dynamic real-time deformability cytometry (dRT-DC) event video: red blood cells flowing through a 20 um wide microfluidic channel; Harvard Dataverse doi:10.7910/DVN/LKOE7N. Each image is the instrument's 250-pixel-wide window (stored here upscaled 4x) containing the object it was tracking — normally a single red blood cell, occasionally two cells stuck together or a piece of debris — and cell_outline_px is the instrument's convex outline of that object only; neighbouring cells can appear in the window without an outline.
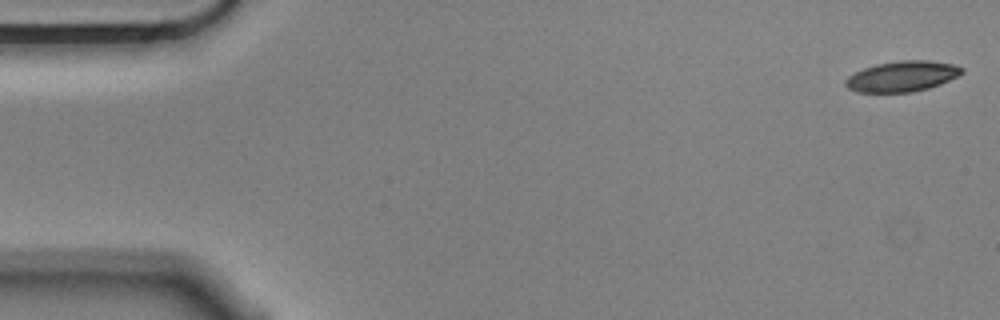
{"species": "Egyptian fruit bat (a non-hibernating species)", "species_latin": "Rousettus aegyptiacus", "temperature_condition": "cold", "stored_images_in_passage": 56, "camera_frame_rate_fps": 3000, "um_per_image_px": 0.085, "animal": {"sex": "male"}, "frame": {"image": 1, "passage_image": 1, "time_ms": 0.0, "image_size_px": [1000, 320], "cell_outline_px": [[964, 72], [940, 84], [928, 88], [912, 92], [856, 92], [848, 88], [844, 84], [844, 80], [848, 76], [864, 68], [876, 64], [904, 60], [928, 60], [952, 64], [964, 68]], "centroid_in_image_um": [76.66, 6.49], "position_along_channel_um": 8.3, "area_um2": 20.58}}
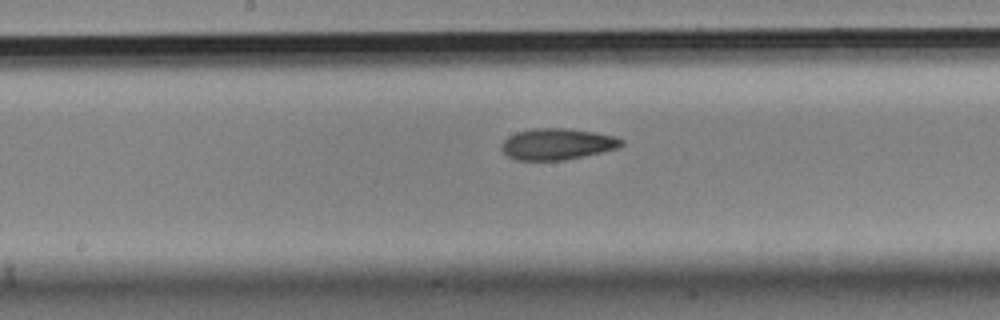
{"frame": {"image": 2, "passage_image": 28, "time_ms": 9.0, "image_size_px": [1000, 320], "cell_outline_px": [[624, 144], [616, 148], [584, 156], [564, 160], [516, 160], [508, 156], [500, 148], [500, 144], [508, 136], [516, 132], [532, 128], [564, 128], [596, 132], [616, 136], [624, 140]], "centroid_in_image_um": [47.35, 12.24], "position_along_channel_um": 200.9, "area_um2": 21.96}}
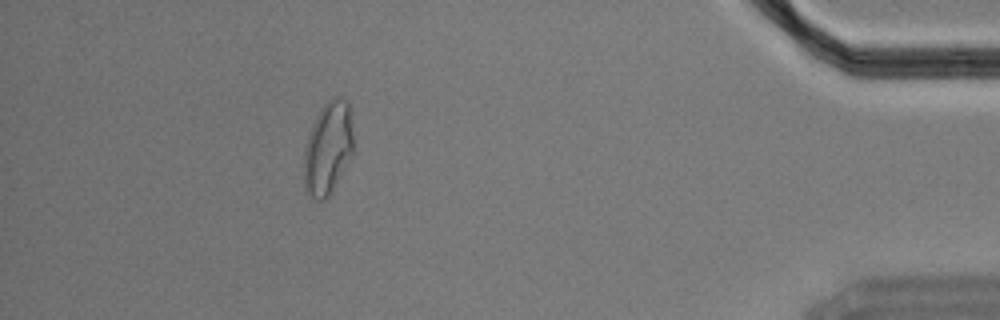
{"frame": {"image": 3, "passage_image": 50, "time_ms": 16.333, "image_size_px": [1000, 320], "cell_outline_px": [[352, 152], [328, 196], [324, 200], [312, 200], [308, 196], [304, 188], [304, 148], [308, 132], [320, 108], [332, 96], [336, 96], [348, 100], [352, 136]], "centroid_in_image_um": [27.82, 12.58], "position_along_channel_um": 407.4, "area_um2": 26.53}, "authors_computed_cell_mechanics": {"area_um2": 22.0796, "velocity_mm_per_s": 3.5522, "shape_relaxation_time_tau1_ms": 6.9346, "shape_relaxation_time_tau2_ms": 5.2969, "deformation_change_tau1": 0.1653, "deformation_change_tau2": 0.1172}}